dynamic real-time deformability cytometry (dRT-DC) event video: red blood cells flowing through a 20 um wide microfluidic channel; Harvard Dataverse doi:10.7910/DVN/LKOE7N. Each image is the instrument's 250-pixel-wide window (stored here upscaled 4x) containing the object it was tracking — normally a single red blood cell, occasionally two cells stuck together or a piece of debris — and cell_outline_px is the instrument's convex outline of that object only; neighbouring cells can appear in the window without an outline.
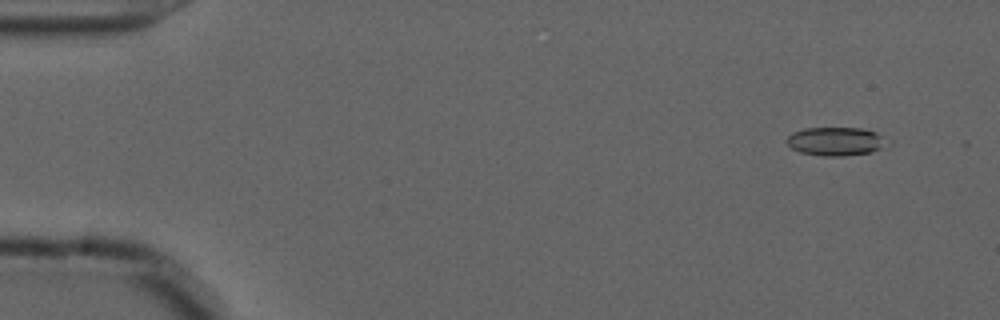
{"species": "common noctule bat (a hibernating species)", "species_latin": "Nyctalus noctula", "temperature_condition": "cold", "stored_images_in_passage": 55, "camera_frame_rate_fps": 3000, "um_per_image_px": 0.085, "animal": {"sex": "male", "forearm_length_mm": 52.5}, "frame": {"image": 1, "passage_image": 4, "time_ms": 1.0, "image_size_px": [1000, 320], "cell_outline_px": [[892, 144], [872, 152], [844, 156], [820, 156], [800, 152], [792, 148], [784, 140], [792, 132], [804, 128], [860, 128], [876, 132], [892, 140]], "centroid_in_image_um": [71.11, 12.02], "position_along_channel_um": 13.9, "area_um2": 17.17}}
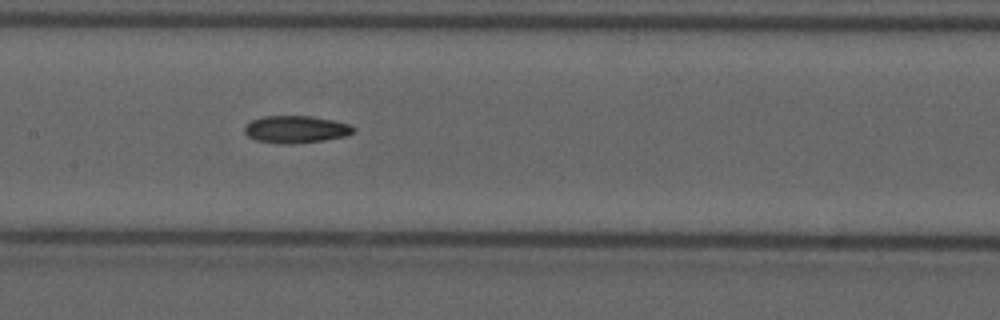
{"frame": {"image": 2, "passage_image": 27, "time_ms": 8.667, "image_size_px": [1000, 320], "cell_outline_px": [[356, 128], [352, 132], [344, 136], [320, 140], [292, 144], [288, 144], [256, 140], [248, 136], [244, 132], [244, 128], [252, 120], [264, 116], [312, 116], [332, 120], [348, 124]], "centroid_in_image_um": [25.12, 10.98], "position_along_channel_um": 182.3, "area_um2": 16.94}}
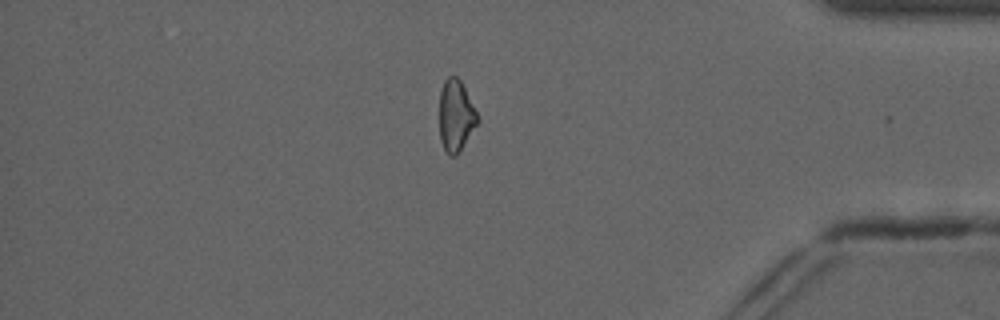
{"frame": {"image": 3, "passage_image": 47, "time_ms": 15.333, "image_size_px": [1000, 320], "cell_outline_px": [[480, 120], [456, 156], [448, 156], [440, 140], [440, 92], [444, 80], [448, 76], [456, 76], [460, 80], [480, 116]], "centroid_in_image_um": [38.76, 9.84], "position_along_channel_um": 396.4, "area_um2": 15.95}}